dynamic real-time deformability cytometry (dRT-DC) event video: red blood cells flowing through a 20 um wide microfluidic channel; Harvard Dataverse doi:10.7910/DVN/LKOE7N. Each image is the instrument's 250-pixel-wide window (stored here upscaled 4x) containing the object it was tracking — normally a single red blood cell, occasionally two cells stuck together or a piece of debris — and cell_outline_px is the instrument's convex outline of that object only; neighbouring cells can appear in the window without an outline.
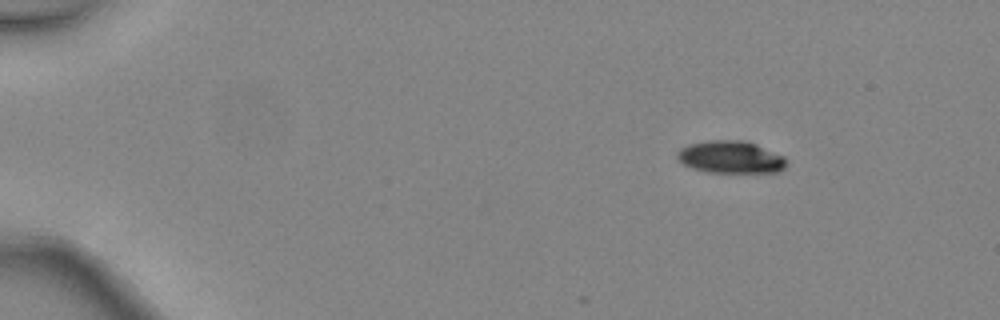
{"species": "common noctule bat (a hibernating species)", "species_latin": "Nyctalus noctula", "temperature_condition": "warm", "stored_images_in_passage": 4, "camera_frame_rate_fps": 3000, "um_per_image_px": 0.085, "animal": {"sex": "female", "body_mass_g": 24.6, "forearm_length_mm": 56.2}, "frame": {"image": 1, "passage_image": 1, "time_ms": 0.0, "image_size_px": [1000, 320], "cell_outline_px": [[788, 160], [784, 168], [780, 172], [704, 172], [692, 168], [684, 164], [676, 156], [680, 148], [688, 144], [708, 140], [744, 140], [756, 144], [784, 156]], "centroid_in_image_um": [62.12, 13.35], "position_along_channel_um": 22.9, "area_um2": 20.69}}
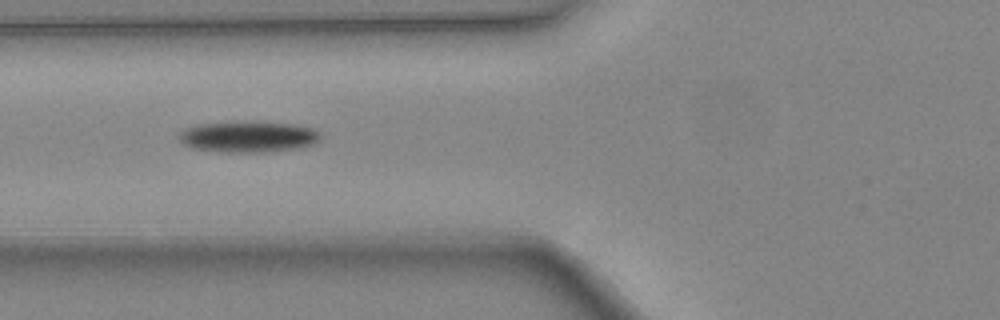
{"frame": {"image": 2, "passage_image": 4, "time_ms": 1.0, "image_size_px": [1000, 320], "cell_outline_px": [[320, 140], [312, 144], [296, 148], [268, 152], [224, 152], [192, 148], [184, 144], [180, 140], [180, 132], [184, 128], [200, 124], [296, 124], [312, 128], [320, 136]], "centroid_in_image_um": [21.09, 11.67], "position_along_channel_um": 104.7, "area_um2": 24.45}}